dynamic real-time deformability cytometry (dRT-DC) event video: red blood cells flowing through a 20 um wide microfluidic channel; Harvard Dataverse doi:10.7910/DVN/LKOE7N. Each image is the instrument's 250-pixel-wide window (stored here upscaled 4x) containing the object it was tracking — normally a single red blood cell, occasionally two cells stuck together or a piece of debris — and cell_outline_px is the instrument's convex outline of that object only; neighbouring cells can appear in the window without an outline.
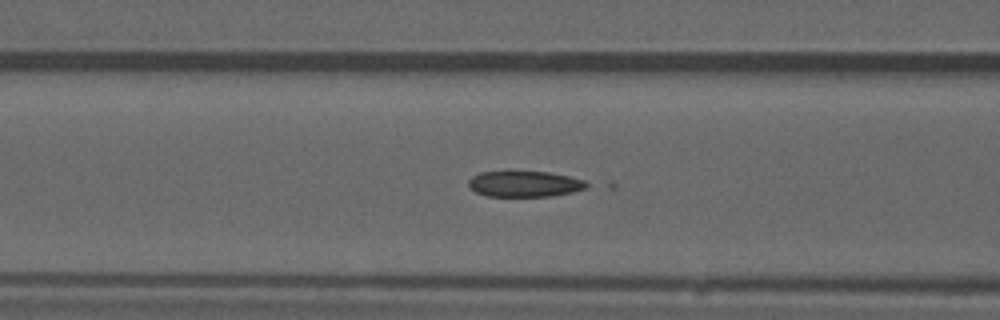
{"species": "common noctule bat (a hibernating species)", "species_latin": "Nyctalus noctula", "temperature_condition": "warm", "stored_images_in_passage": 36, "camera_frame_rate_fps": 3000, "um_per_image_px": 0.085, "animal": {"sex": "male", "forearm_length_mm": 52.5}, "frame": {"image": 1, "passage_image": 5, "time_ms": 1.333, "image_size_px": [1000, 320], "cell_outline_px": [[592, 184], [588, 188], [572, 192], [552, 196], [488, 196], [476, 192], [468, 184], [468, 180], [472, 176], [480, 172], [548, 172], [568, 176], [584, 180]], "centroid_in_image_um": [44.64, 15.64], "position_along_channel_um": 122.0, "area_um2": 17.74}, "authors_computed_cell_mechanics": {"area_um2": 18.7272, "velocity_mm_per_s": 3.9184, "shape_relaxation_time_tau1_ms": null, "shape_relaxation_time_tau2_ms": 1.6108, "deformation_change_tau1": null, "deformation_change_tau2": 0.0555}}